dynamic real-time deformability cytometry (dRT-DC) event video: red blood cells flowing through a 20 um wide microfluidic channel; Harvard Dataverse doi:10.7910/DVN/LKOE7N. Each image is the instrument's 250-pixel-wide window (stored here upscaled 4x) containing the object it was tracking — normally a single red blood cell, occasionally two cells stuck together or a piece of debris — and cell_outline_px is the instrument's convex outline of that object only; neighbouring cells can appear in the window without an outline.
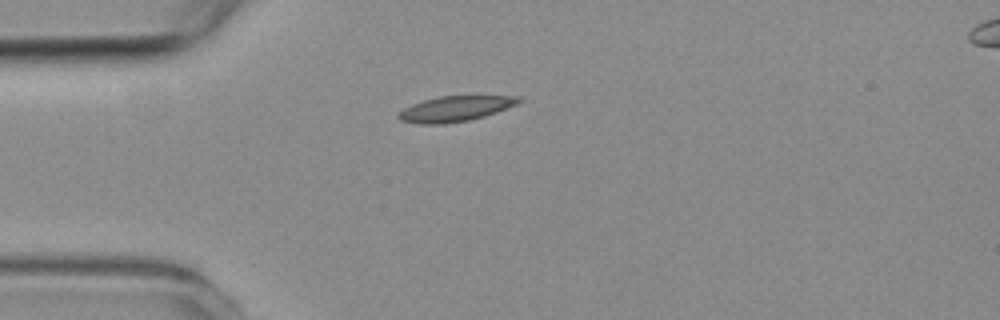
{"species": "common noctule bat (a hibernating species)", "species_latin": "Nyctalus noctula", "temperature_condition": "room temperature", "stored_images_in_passage": 1, "camera_frame_rate_fps": 3000, "um_per_image_px": 0.085, "animal": {"sex": "female", "body_mass_g": 19.3, "forearm_length_mm": 54.1}, "frame": {"image": 1, "passage_image": 1, "time_ms": 0.0, "image_size_px": [1000, 320], "cell_outline_px": [[524, 100], [516, 104], [496, 112], [484, 116], [468, 120], [444, 124], [420, 124], [400, 120], [396, 116], [404, 108], [412, 104], [424, 100], [440, 96], [520, 96]], "centroid_in_image_um": [38.69, 9.24], "position_along_channel_um": 46.3, "area_um2": 17.63}}